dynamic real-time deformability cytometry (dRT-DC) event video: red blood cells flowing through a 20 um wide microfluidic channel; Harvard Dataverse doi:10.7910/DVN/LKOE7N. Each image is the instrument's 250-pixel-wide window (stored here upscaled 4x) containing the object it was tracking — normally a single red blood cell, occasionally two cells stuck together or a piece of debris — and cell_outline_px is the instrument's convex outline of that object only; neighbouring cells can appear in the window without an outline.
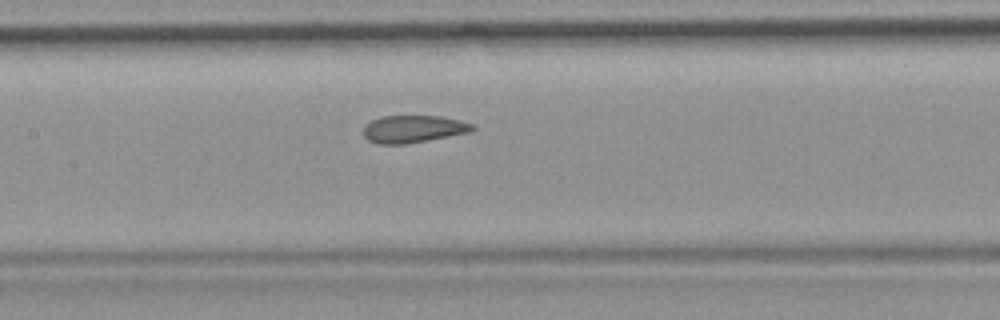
{"species": "common noctule bat (a hibernating species)", "species_latin": "Nyctalus noctula", "temperature_condition": "room temperature", "stored_images_in_passage": 33, "camera_frame_rate_fps": 3000, "um_per_image_px": 0.085, "animal": {"sex": "female", "body_mass_g": 19.9}, "frame": {"image": 1, "passage_image": 15, "time_ms": 4.667, "image_size_px": [1000, 320], "cell_outline_px": [[476, 128], [472, 132], [408, 144], [376, 144], [368, 140], [364, 136], [364, 124], [380, 116], [440, 116], [460, 120], [472, 124]], "centroid_in_image_um": [35.13, 10.97], "position_along_channel_um": 172.3, "area_um2": 17.63}}